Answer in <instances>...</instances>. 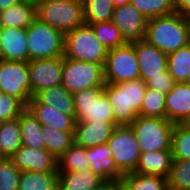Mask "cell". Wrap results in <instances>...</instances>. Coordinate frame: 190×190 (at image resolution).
<instances>
[{
  "label": "cell",
  "mask_w": 190,
  "mask_h": 190,
  "mask_svg": "<svg viewBox=\"0 0 190 190\" xmlns=\"http://www.w3.org/2000/svg\"><path fill=\"white\" fill-rule=\"evenodd\" d=\"M144 39L165 54L190 43V18L175 12L147 20Z\"/></svg>",
  "instance_id": "cell-1"
},
{
  "label": "cell",
  "mask_w": 190,
  "mask_h": 190,
  "mask_svg": "<svg viewBox=\"0 0 190 190\" xmlns=\"http://www.w3.org/2000/svg\"><path fill=\"white\" fill-rule=\"evenodd\" d=\"M146 89L145 81L140 78L117 84L105 83L103 91L109 99L117 126L133 123L140 113Z\"/></svg>",
  "instance_id": "cell-2"
},
{
  "label": "cell",
  "mask_w": 190,
  "mask_h": 190,
  "mask_svg": "<svg viewBox=\"0 0 190 190\" xmlns=\"http://www.w3.org/2000/svg\"><path fill=\"white\" fill-rule=\"evenodd\" d=\"M37 18L63 34L85 24L83 0H46L37 7Z\"/></svg>",
  "instance_id": "cell-3"
},
{
  "label": "cell",
  "mask_w": 190,
  "mask_h": 190,
  "mask_svg": "<svg viewBox=\"0 0 190 190\" xmlns=\"http://www.w3.org/2000/svg\"><path fill=\"white\" fill-rule=\"evenodd\" d=\"M108 49L97 39L90 25H82L64 34L65 58L104 66Z\"/></svg>",
  "instance_id": "cell-4"
},
{
  "label": "cell",
  "mask_w": 190,
  "mask_h": 190,
  "mask_svg": "<svg viewBox=\"0 0 190 190\" xmlns=\"http://www.w3.org/2000/svg\"><path fill=\"white\" fill-rule=\"evenodd\" d=\"M174 123L166 118L137 116L130 125L141 153L171 150Z\"/></svg>",
  "instance_id": "cell-5"
},
{
  "label": "cell",
  "mask_w": 190,
  "mask_h": 190,
  "mask_svg": "<svg viewBox=\"0 0 190 190\" xmlns=\"http://www.w3.org/2000/svg\"><path fill=\"white\" fill-rule=\"evenodd\" d=\"M29 61L64 55V34L36 18L26 29Z\"/></svg>",
  "instance_id": "cell-6"
},
{
  "label": "cell",
  "mask_w": 190,
  "mask_h": 190,
  "mask_svg": "<svg viewBox=\"0 0 190 190\" xmlns=\"http://www.w3.org/2000/svg\"><path fill=\"white\" fill-rule=\"evenodd\" d=\"M103 88L97 86L73 93L76 123L98 120L115 123L112 107Z\"/></svg>",
  "instance_id": "cell-7"
},
{
  "label": "cell",
  "mask_w": 190,
  "mask_h": 190,
  "mask_svg": "<svg viewBox=\"0 0 190 190\" xmlns=\"http://www.w3.org/2000/svg\"><path fill=\"white\" fill-rule=\"evenodd\" d=\"M61 85L72 94L77 91L104 86L103 65L63 57Z\"/></svg>",
  "instance_id": "cell-8"
},
{
  "label": "cell",
  "mask_w": 190,
  "mask_h": 190,
  "mask_svg": "<svg viewBox=\"0 0 190 190\" xmlns=\"http://www.w3.org/2000/svg\"><path fill=\"white\" fill-rule=\"evenodd\" d=\"M103 68L105 83L117 84L140 78L135 47L131 43L108 50Z\"/></svg>",
  "instance_id": "cell-9"
},
{
  "label": "cell",
  "mask_w": 190,
  "mask_h": 190,
  "mask_svg": "<svg viewBox=\"0 0 190 190\" xmlns=\"http://www.w3.org/2000/svg\"><path fill=\"white\" fill-rule=\"evenodd\" d=\"M107 144L118 170L123 175L135 172L141 151L131 126H116Z\"/></svg>",
  "instance_id": "cell-10"
},
{
  "label": "cell",
  "mask_w": 190,
  "mask_h": 190,
  "mask_svg": "<svg viewBox=\"0 0 190 190\" xmlns=\"http://www.w3.org/2000/svg\"><path fill=\"white\" fill-rule=\"evenodd\" d=\"M0 92L14 96L28 105L32 98L28 62L0 59Z\"/></svg>",
  "instance_id": "cell-11"
},
{
  "label": "cell",
  "mask_w": 190,
  "mask_h": 190,
  "mask_svg": "<svg viewBox=\"0 0 190 190\" xmlns=\"http://www.w3.org/2000/svg\"><path fill=\"white\" fill-rule=\"evenodd\" d=\"M63 56L28 62L29 85L32 97L42 89L61 85Z\"/></svg>",
  "instance_id": "cell-12"
},
{
  "label": "cell",
  "mask_w": 190,
  "mask_h": 190,
  "mask_svg": "<svg viewBox=\"0 0 190 190\" xmlns=\"http://www.w3.org/2000/svg\"><path fill=\"white\" fill-rule=\"evenodd\" d=\"M147 20L132 3L114 7L112 21L127 43L144 39Z\"/></svg>",
  "instance_id": "cell-13"
},
{
  "label": "cell",
  "mask_w": 190,
  "mask_h": 190,
  "mask_svg": "<svg viewBox=\"0 0 190 190\" xmlns=\"http://www.w3.org/2000/svg\"><path fill=\"white\" fill-rule=\"evenodd\" d=\"M10 158L20 171L57 172V159L45 148L22 145Z\"/></svg>",
  "instance_id": "cell-14"
},
{
  "label": "cell",
  "mask_w": 190,
  "mask_h": 190,
  "mask_svg": "<svg viewBox=\"0 0 190 190\" xmlns=\"http://www.w3.org/2000/svg\"><path fill=\"white\" fill-rule=\"evenodd\" d=\"M135 52L140 69V79L147 81L150 77L161 75L167 70V54L156 46L148 43L145 39L131 43Z\"/></svg>",
  "instance_id": "cell-15"
},
{
  "label": "cell",
  "mask_w": 190,
  "mask_h": 190,
  "mask_svg": "<svg viewBox=\"0 0 190 190\" xmlns=\"http://www.w3.org/2000/svg\"><path fill=\"white\" fill-rule=\"evenodd\" d=\"M26 28L0 27V59L29 62Z\"/></svg>",
  "instance_id": "cell-16"
},
{
  "label": "cell",
  "mask_w": 190,
  "mask_h": 190,
  "mask_svg": "<svg viewBox=\"0 0 190 190\" xmlns=\"http://www.w3.org/2000/svg\"><path fill=\"white\" fill-rule=\"evenodd\" d=\"M117 125L106 121L76 123L74 143L84 148H90L107 143Z\"/></svg>",
  "instance_id": "cell-17"
},
{
  "label": "cell",
  "mask_w": 190,
  "mask_h": 190,
  "mask_svg": "<svg viewBox=\"0 0 190 190\" xmlns=\"http://www.w3.org/2000/svg\"><path fill=\"white\" fill-rule=\"evenodd\" d=\"M86 155L94 174L105 181H121L123 174L118 170L107 143L86 148Z\"/></svg>",
  "instance_id": "cell-18"
},
{
  "label": "cell",
  "mask_w": 190,
  "mask_h": 190,
  "mask_svg": "<svg viewBox=\"0 0 190 190\" xmlns=\"http://www.w3.org/2000/svg\"><path fill=\"white\" fill-rule=\"evenodd\" d=\"M166 119L174 124L185 123L190 116V86L176 83L166 94Z\"/></svg>",
  "instance_id": "cell-19"
},
{
  "label": "cell",
  "mask_w": 190,
  "mask_h": 190,
  "mask_svg": "<svg viewBox=\"0 0 190 190\" xmlns=\"http://www.w3.org/2000/svg\"><path fill=\"white\" fill-rule=\"evenodd\" d=\"M27 108L43 127L61 131H74L76 120L71 115L63 114L55 107L42 103H28Z\"/></svg>",
  "instance_id": "cell-20"
},
{
  "label": "cell",
  "mask_w": 190,
  "mask_h": 190,
  "mask_svg": "<svg viewBox=\"0 0 190 190\" xmlns=\"http://www.w3.org/2000/svg\"><path fill=\"white\" fill-rule=\"evenodd\" d=\"M172 161L171 150L141 153L135 172L168 178Z\"/></svg>",
  "instance_id": "cell-21"
},
{
  "label": "cell",
  "mask_w": 190,
  "mask_h": 190,
  "mask_svg": "<svg viewBox=\"0 0 190 190\" xmlns=\"http://www.w3.org/2000/svg\"><path fill=\"white\" fill-rule=\"evenodd\" d=\"M29 103L51 105L57 110H60L63 114L71 115L75 118L73 94L63 85L40 90L30 99Z\"/></svg>",
  "instance_id": "cell-22"
},
{
  "label": "cell",
  "mask_w": 190,
  "mask_h": 190,
  "mask_svg": "<svg viewBox=\"0 0 190 190\" xmlns=\"http://www.w3.org/2000/svg\"><path fill=\"white\" fill-rule=\"evenodd\" d=\"M37 18V7L20 1L0 11V27L28 28Z\"/></svg>",
  "instance_id": "cell-23"
},
{
  "label": "cell",
  "mask_w": 190,
  "mask_h": 190,
  "mask_svg": "<svg viewBox=\"0 0 190 190\" xmlns=\"http://www.w3.org/2000/svg\"><path fill=\"white\" fill-rule=\"evenodd\" d=\"M57 173L59 187L62 190H96L106 182L91 170Z\"/></svg>",
  "instance_id": "cell-24"
},
{
  "label": "cell",
  "mask_w": 190,
  "mask_h": 190,
  "mask_svg": "<svg viewBox=\"0 0 190 190\" xmlns=\"http://www.w3.org/2000/svg\"><path fill=\"white\" fill-rule=\"evenodd\" d=\"M18 119L22 137V145L37 149L45 148L42 135L43 126L38 122L31 111L26 108L19 115Z\"/></svg>",
  "instance_id": "cell-25"
},
{
  "label": "cell",
  "mask_w": 190,
  "mask_h": 190,
  "mask_svg": "<svg viewBox=\"0 0 190 190\" xmlns=\"http://www.w3.org/2000/svg\"><path fill=\"white\" fill-rule=\"evenodd\" d=\"M57 172L21 171L18 190H57Z\"/></svg>",
  "instance_id": "cell-26"
},
{
  "label": "cell",
  "mask_w": 190,
  "mask_h": 190,
  "mask_svg": "<svg viewBox=\"0 0 190 190\" xmlns=\"http://www.w3.org/2000/svg\"><path fill=\"white\" fill-rule=\"evenodd\" d=\"M45 149L56 159L60 158L74 143V131L42 128Z\"/></svg>",
  "instance_id": "cell-27"
},
{
  "label": "cell",
  "mask_w": 190,
  "mask_h": 190,
  "mask_svg": "<svg viewBox=\"0 0 190 190\" xmlns=\"http://www.w3.org/2000/svg\"><path fill=\"white\" fill-rule=\"evenodd\" d=\"M22 146L19 119L2 121L0 124V153L10 158Z\"/></svg>",
  "instance_id": "cell-28"
},
{
  "label": "cell",
  "mask_w": 190,
  "mask_h": 190,
  "mask_svg": "<svg viewBox=\"0 0 190 190\" xmlns=\"http://www.w3.org/2000/svg\"><path fill=\"white\" fill-rule=\"evenodd\" d=\"M89 170H91V166L87 159L86 148L76 145L75 143L57 159V172Z\"/></svg>",
  "instance_id": "cell-29"
},
{
  "label": "cell",
  "mask_w": 190,
  "mask_h": 190,
  "mask_svg": "<svg viewBox=\"0 0 190 190\" xmlns=\"http://www.w3.org/2000/svg\"><path fill=\"white\" fill-rule=\"evenodd\" d=\"M167 69L176 83L186 81L190 74V43L167 55Z\"/></svg>",
  "instance_id": "cell-30"
},
{
  "label": "cell",
  "mask_w": 190,
  "mask_h": 190,
  "mask_svg": "<svg viewBox=\"0 0 190 190\" xmlns=\"http://www.w3.org/2000/svg\"><path fill=\"white\" fill-rule=\"evenodd\" d=\"M121 182L129 190H169L167 178L138 172L123 175Z\"/></svg>",
  "instance_id": "cell-31"
},
{
  "label": "cell",
  "mask_w": 190,
  "mask_h": 190,
  "mask_svg": "<svg viewBox=\"0 0 190 190\" xmlns=\"http://www.w3.org/2000/svg\"><path fill=\"white\" fill-rule=\"evenodd\" d=\"M84 22L86 25L112 20V0H83Z\"/></svg>",
  "instance_id": "cell-32"
},
{
  "label": "cell",
  "mask_w": 190,
  "mask_h": 190,
  "mask_svg": "<svg viewBox=\"0 0 190 190\" xmlns=\"http://www.w3.org/2000/svg\"><path fill=\"white\" fill-rule=\"evenodd\" d=\"M97 39L108 49L122 47L127 44L118 26L111 20L90 24Z\"/></svg>",
  "instance_id": "cell-33"
},
{
  "label": "cell",
  "mask_w": 190,
  "mask_h": 190,
  "mask_svg": "<svg viewBox=\"0 0 190 190\" xmlns=\"http://www.w3.org/2000/svg\"><path fill=\"white\" fill-rule=\"evenodd\" d=\"M165 98L166 94L147 88L138 116L166 118Z\"/></svg>",
  "instance_id": "cell-34"
},
{
  "label": "cell",
  "mask_w": 190,
  "mask_h": 190,
  "mask_svg": "<svg viewBox=\"0 0 190 190\" xmlns=\"http://www.w3.org/2000/svg\"><path fill=\"white\" fill-rule=\"evenodd\" d=\"M171 153L173 160L190 159V126L187 124L174 125Z\"/></svg>",
  "instance_id": "cell-35"
},
{
  "label": "cell",
  "mask_w": 190,
  "mask_h": 190,
  "mask_svg": "<svg viewBox=\"0 0 190 190\" xmlns=\"http://www.w3.org/2000/svg\"><path fill=\"white\" fill-rule=\"evenodd\" d=\"M131 3L147 19L167 16L177 12L174 0H131Z\"/></svg>",
  "instance_id": "cell-36"
},
{
  "label": "cell",
  "mask_w": 190,
  "mask_h": 190,
  "mask_svg": "<svg viewBox=\"0 0 190 190\" xmlns=\"http://www.w3.org/2000/svg\"><path fill=\"white\" fill-rule=\"evenodd\" d=\"M169 190H185L190 188V159L173 160L167 178Z\"/></svg>",
  "instance_id": "cell-37"
},
{
  "label": "cell",
  "mask_w": 190,
  "mask_h": 190,
  "mask_svg": "<svg viewBox=\"0 0 190 190\" xmlns=\"http://www.w3.org/2000/svg\"><path fill=\"white\" fill-rule=\"evenodd\" d=\"M21 171L11 158L0 160V190H18Z\"/></svg>",
  "instance_id": "cell-38"
},
{
  "label": "cell",
  "mask_w": 190,
  "mask_h": 190,
  "mask_svg": "<svg viewBox=\"0 0 190 190\" xmlns=\"http://www.w3.org/2000/svg\"><path fill=\"white\" fill-rule=\"evenodd\" d=\"M27 106L18 98L0 92V119L11 121L17 119Z\"/></svg>",
  "instance_id": "cell-39"
},
{
  "label": "cell",
  "mask_w": 190,
  "mask_h": 190,
  "mask_svg": "<svg viewBox=\"0 0 190 190\" xmlns=\"http://www.w3.org/2000/svg\"><path fill=\"white\" fill-rule=\"evenodd\" d=\"M145 83L147 88L155 89L163 94H167L176 84L168 69L161 72V75L150 77Z\"/></svg>",
  "instance_id": "cell-40"
},
{
  "label": "cell",
  "mask_w": 190,
  "mask_h": 190,
  "mask_svg": "<svg viewBox=\"0 0 190 190\" xmlns=\"http://www.w3.org/2000/svg\"><path fill=\"white\" fill-rule=\"evenodd\" d=\"M178 13L190 18V0H174Z\"/></svg>",
  "instance_id": "cell-41"
},
{
  "label": "cell",
  "mask_w": 190,
  "mask_h": 190,
  "mask_svg": "<svg viewBox=\"0 0 190 190\" xmlns=\"http://www.w3.org/2000/svg\"><path fill=\"white\" fill-rule=\"evenodd\" d=\"M96 190H117V181H106Z\"/></svg>",
  "instance_id": "cell-42"
},
{
  "label": "cell",
  "mask_w": 190,
  "mask_h": 190,
  "mask_svg": "<svg viewBox=\"0 0 190 190\" xmlns=\"http://www.w3.org/2000/svg\"><path fill=\"white\" fill-rule=\"evenodd\" d=\"M22 0H0V11H4Z\"/></svg>",
  "instance_id": "cell-43"
},
{
  "label": "cell",
  "mask_w": 190,
  "mask_h": 190,
  "mask_svg": "<svg viewBox=\"0 0 190 190\" xmlns=\"http://www.w3.org/2000/svg\"><path fill=\"white\" fill-rule=\"evenodd\" d=\"M114 7H119L131 3V0H112Z\"/></svg>",
  "instance_id": "cell-44"
},
{
  "label": "cell",
  "mask_w": 190,
  "mask_h": 190,
  "mask_svg": "<svg viewBox=\"0 0 190 190\" xmlns=\"http://www.w3.org/2000/svg\"><path fill=\"white\" fill-rule=\"evenodd\" d=\"M22 1L29 3V4H32L35 7H38L40 4H42L46 0H22Z\"/></svg>",
  "instance_id": "cell-45"
},
{
  "label": "cell",
  "mask_w": 190,
  "mask_h": 190,
  "mask_svg": "<svg viewBox=\"0 0 190 190\" xmlns=\"http://www.w3.org/2000/svg\"><path fill=\"white\" fill-rule=\"evenodd\" d=\"M117 190H129L121 181H117Z\"/></svg>",
  "instance_id": "cell-46"
},
{
  "label": "cell",
  "mask_w": 190,
  "mask_h": 190,
  "mask_svg": "<svg viewBox=\"0 0 190 190\" xmlns=\"http://www.w3.org/2000/svg\"><path fill=\"white\" fill-rule=\"evenodd\" d=\"M185 83L190 86V74L188 75V78L186 79Z\"/></svg>",
  "instance_id": "cell-47"
},
{
  "label": "cell",
  "mask_w": 190,
  "mask_h": 190,
  "mask_svg": "<svg viewBox=\"0 0 190 190\" xmlns=\"http://www.w3.org/2000/svg\"><path fill=\"white\" fill-rule=\"evenodd\" d=\"M185 124H187L188 126H190V116H189L188 120L185 122Z\"/></svg>",
  "instance_id": "cell-48"
}]
</instances>
